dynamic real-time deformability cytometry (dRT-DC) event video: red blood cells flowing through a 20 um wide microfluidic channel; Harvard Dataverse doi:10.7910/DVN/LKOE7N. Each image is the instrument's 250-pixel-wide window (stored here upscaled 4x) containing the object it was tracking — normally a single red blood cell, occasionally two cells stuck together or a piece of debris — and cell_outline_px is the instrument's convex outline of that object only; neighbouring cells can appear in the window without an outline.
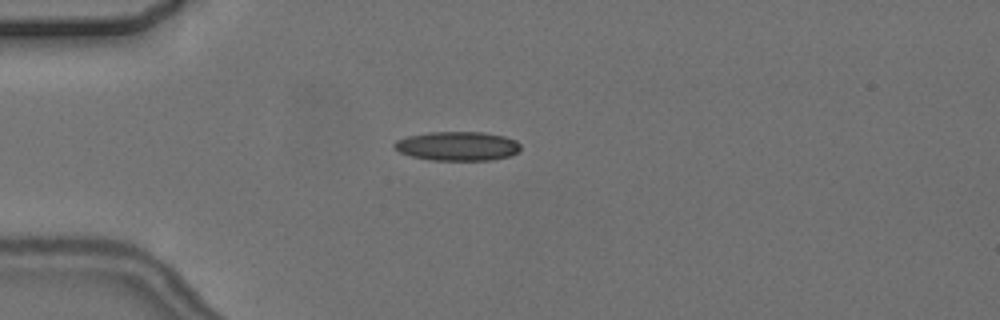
{"species": "common noctule bat (a hibernating species)", "species_latin": "Nyctalus noctula", "temperature_condition": "cold", "stored_images_in_passage": 6, "camera_frame_rate_fps": 3000, "um_per_image_px": 0.085, "animal": {"sex": "female", "body_mass_g": 24.6, "forearm_length_mm": 56.2}, "frame": {"image": 1, "passage_image": 3, "time_ms": 3.333, "image_size_px": [1000, 320], "cell_outline_px": [[520, 152], [512, 156], [492, 160], [432, 160], [412, 156], [400, 152], [392, 144], [396, 140], [408, 136], [428, 132], [484, 132], [504, 136], [516, 140], [520, 144]], "centroid_in_image_um": [38.93, 12.42], "position_along_channel_um": 46.1, "area_um2": 21.56}}
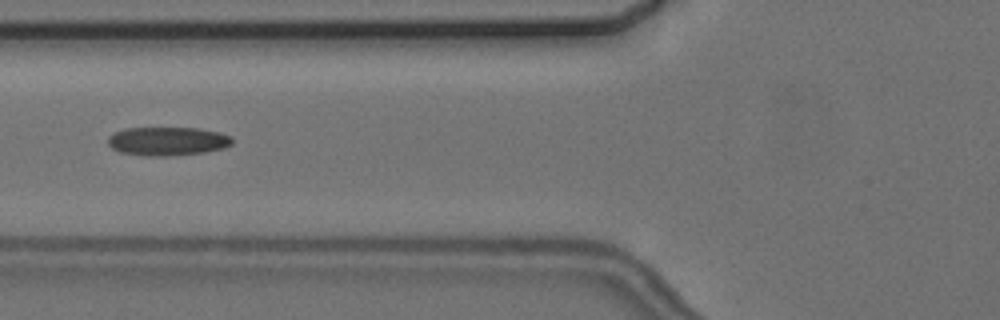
{"frame": {"image": 2, "passage_image": 5, "time_ms": 5.667, "image_size_px": [1000, 320], "cell_outline_px": [[232, 144], [224, 148], [204, 152], [168, 156], [144, 156], [120, 152], [112, 148], [108, 144], [108, 136], [124, 128], [196, 128], [220, 132], [232, 136]], "centroid_in_image_um": [14.24, 12.0], "position_along_channel_um": 111.6, "area_um2": 20.81}}
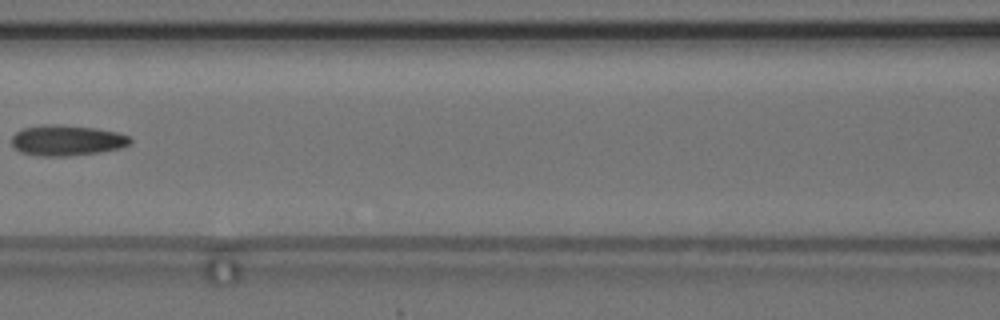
{"frame": {"image": 3, "passage_image": 6, "time_ms": 7.0, "image_size_px": [1000, 320], "cell_outline_px": [[132, 140], [128, 144], [120, 148], [96, 152], [68, 156], [40, 156], [20, 152], [12, 144], [12, 136], [16, 132], [24, 128], [48, 124], [56, 124], [96, 128], [116, 132], [128, 136]], "centroid_in_image_um": [5.66, 11.93], "position_along_channel_um": 160.9, "area_um2": 20.87}}